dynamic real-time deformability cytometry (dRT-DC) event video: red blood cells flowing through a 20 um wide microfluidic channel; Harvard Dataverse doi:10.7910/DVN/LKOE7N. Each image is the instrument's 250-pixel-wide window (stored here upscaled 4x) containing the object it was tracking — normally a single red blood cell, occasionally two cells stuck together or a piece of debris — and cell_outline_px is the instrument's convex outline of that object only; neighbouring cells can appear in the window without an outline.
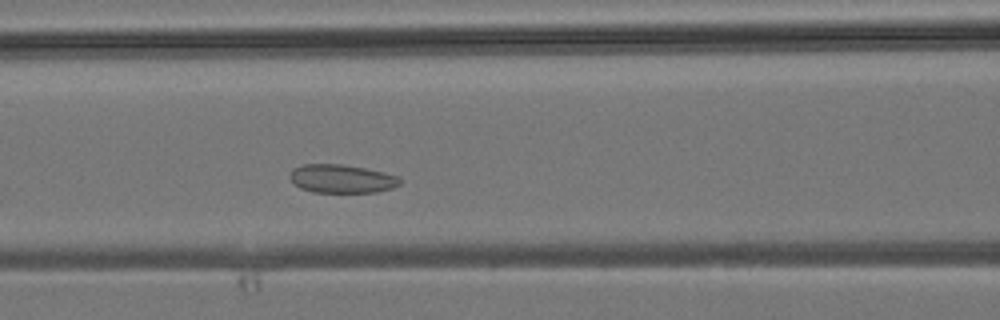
{"species": "common noctule bat (a hibernating species)", "species_latin": "Nyctalus noctula", "temperature_condition": "room temperature", "stored_images_in_passage": 38, "camera_frame_rate_fps": 3000, "um_per_image_px": 0.085, "animal": {"sex": "male", "body_mass_g": 19.2, "forearm_length_mm": 51.8}, "frame": {"image": 1, "passage_image": 12, "time_ms": 3.667, "image_size_px": [1000, 320], "cell_outline_px": [[400, 184], [392, 188], [376, 192], [312, 192], [300, 188], [288, 176], [292, 168], [304, 164], [344, 164], [384, 172], [400, 176]], "centroid_in_image_um": [29.04, 15.18], "position_along_channel_um": 137.6, "area_um2": 18.32}}
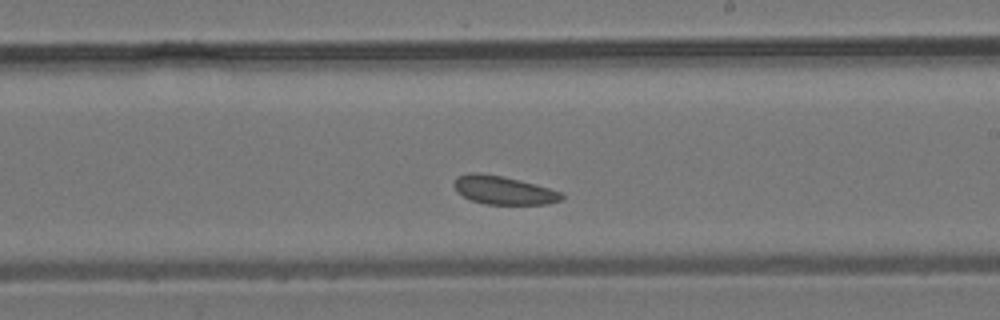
{"frame": {"image": 2, "passage_image": 19, "time_ms": 6.0, "image_size_px": [1000, 320], "cell_outline_px": [[564, 196], [560, 200], [548, 204], [484, 204], [472, 200], [456, 192], [452, 184], [456, 176], [468, 172], [480, 172], [504, 176], [536, 184], [564, 192]], "centroid_in_image_um": [42.77, 16.15], "position_along_channel_um": 246.2, "area_um2": 18.15}}
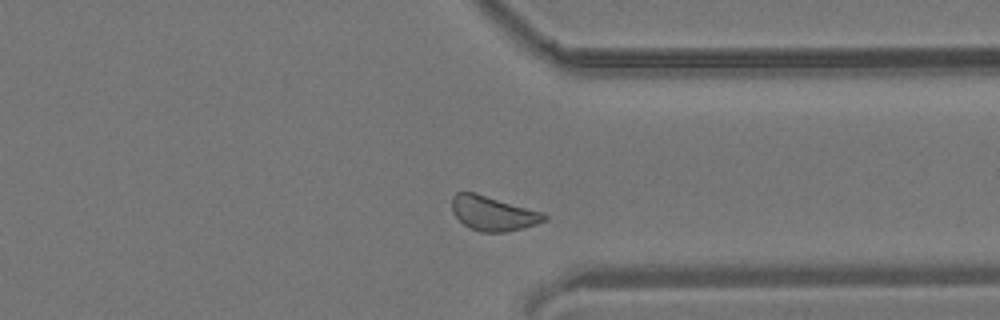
{"frame": {"image": 3, "passage_image": 27, "time_ms": 8.667, "image_size_px": [1000, 320], "cell_outline_px": [[548, 216], [544, 220], [536, 224], [524, 228], [508, 232], [480, 232], [468, 228], [452, 212], [452, 196], [456, 192], [476, 192], [544, 212]], "centroid_in_image_um": [41.91, 18.13], "position_along_channel_um": 369.5, "area_um2": 18.84}}